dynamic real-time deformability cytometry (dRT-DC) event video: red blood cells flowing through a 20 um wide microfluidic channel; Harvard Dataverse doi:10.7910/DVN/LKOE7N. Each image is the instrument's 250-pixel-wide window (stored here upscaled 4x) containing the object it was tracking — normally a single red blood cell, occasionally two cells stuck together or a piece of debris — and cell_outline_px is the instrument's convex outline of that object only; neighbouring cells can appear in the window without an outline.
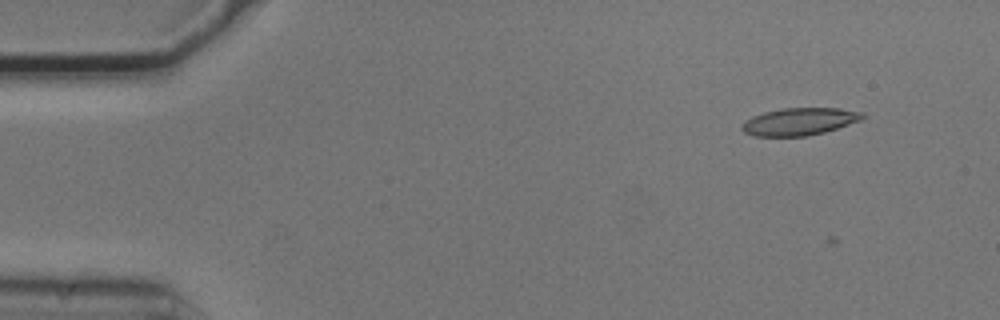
{"species": "common noctule bat (a hibernating species)", "species_latin": "Nyctalus noctula", "temperature_condition": "cold", "stored_images_in_passage": 3, "camera_frame_rate_fps": 3000, "um_per_image_px": 0.085, "animal": {"sex": "male", "body_mass_g": 20.5, "forearm_length_mm": 52.5}, "frame": {"image": 1, "passage_image": 2, "time_ms": 0.333, "image_size_px": [1000, 320], "cell_outline_px": [[864, 116], [860, 120], [824, 132], [808, 136], [752, 136], [744, 132], [740, 128], [752, 116], [764, 112], [784, 108], [840, 108], [864, 112]], "centroid_in_image_um": [67.95, 10.33], "position_along_channel_um": 17.0, "area_um2": 19.07}}